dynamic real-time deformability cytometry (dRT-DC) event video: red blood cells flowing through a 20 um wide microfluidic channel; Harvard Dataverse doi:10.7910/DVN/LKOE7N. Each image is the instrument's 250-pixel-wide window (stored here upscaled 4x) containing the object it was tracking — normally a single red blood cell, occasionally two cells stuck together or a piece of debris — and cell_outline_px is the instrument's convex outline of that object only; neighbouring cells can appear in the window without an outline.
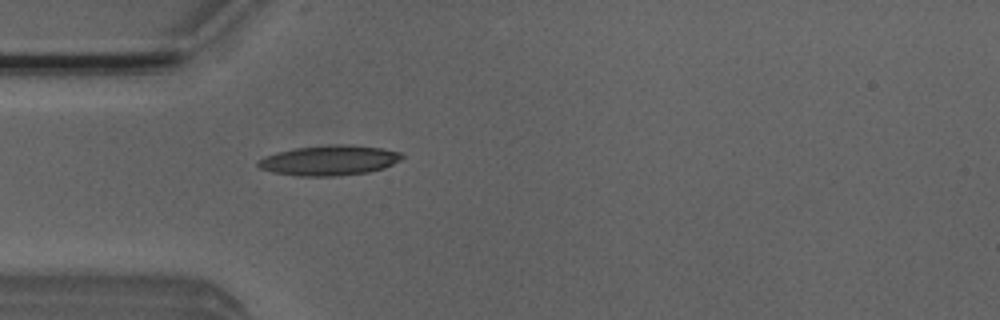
{"species": "Egyptian fruit bat (a non-hibernating species)", "species_latin": "Rousettus aegyptiacus", "temperature_condition": "room temperature", "stored_images_in_passage": 5, "camera_frame_rate_fps": 3000, "um_per_image_px": 0.085, "animal": {"sex": "male"}, "frame": {"image": 1, "passage_image": 5, "time_ms": 1.333, "image_size_px": [1000, 320], "cell_outline_px": [[404, 156], [400, 160], [384, 168], [368, 172], [336, 176], [300, 176], [272, 172], [260, 168], [256, 164], [264, 156], [276, 152], [296, 148], [332, 144], [352, 144], [380, 148], [400, 152]], "centroid_in_image_um": [27.99, 13.62], "position_along_channel_um": 57.0, "area_um2": 25.2}}